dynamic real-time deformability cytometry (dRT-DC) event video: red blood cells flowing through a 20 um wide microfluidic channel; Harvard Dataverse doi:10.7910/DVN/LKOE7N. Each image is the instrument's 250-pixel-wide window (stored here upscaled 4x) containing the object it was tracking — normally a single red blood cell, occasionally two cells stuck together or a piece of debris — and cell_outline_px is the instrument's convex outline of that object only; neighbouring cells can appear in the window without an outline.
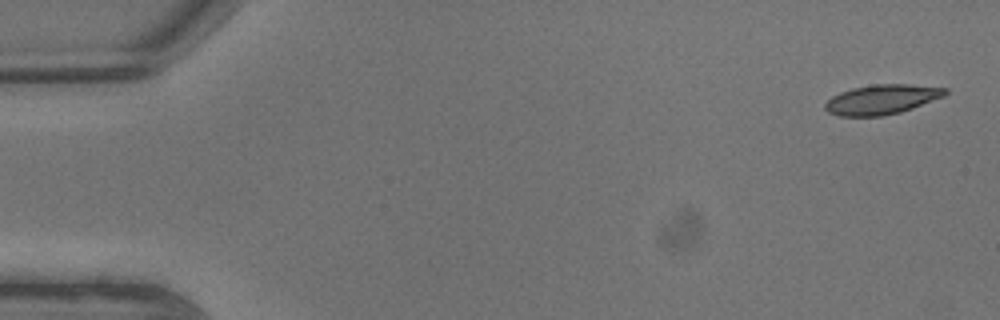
{"species": "common noctule bat (a hibernating species)", "species_latin": "Nyctalus noctula", "temperature_condition": "warm", "stored_images_in_passage": 6, "camera_frame_rate_fps": 3000, "um_per_image_px": 0.085, "animal": {"sex": "male", "body_mass_g": 13.3}, "frame": {"image": 1, "passage_image": 1, "time_ms": 0.0, "image_size_px": [1000, 320], "cell_outline_px": [[948, 92], [944, 96], [912, 108], [900, 112], [884, 116], [840, 116], [828, 112], [824, 108], [824, 104], [832, 96], [840, 92], [852, 88], [872, 84], [908, 84], [948, 88]], "centroid_in_image_um": [74.94, 8.45], "position_along_channel_um": 10.1, "area_um2": 20.81}}
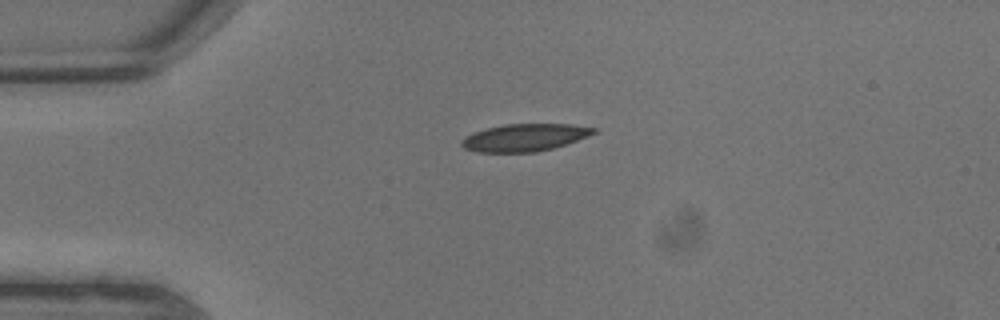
{"frame": {"image": 2, "passage_image": 5, "time_ms": 1.333, "image_size_px": [1000, 320], "cell_outline_px": [[596, 132], [588, 136], [552, 148], [536, 152], [476, 152], [464, 148], [460, 144], [460, 140], [464, 136], [472, 132], [504, 124], [572, 124], [596, 128]], "centroid_in_image_um": [44.54, 11.68], "position_along_channel_um": 40.5, "area_um2": 21.04}}